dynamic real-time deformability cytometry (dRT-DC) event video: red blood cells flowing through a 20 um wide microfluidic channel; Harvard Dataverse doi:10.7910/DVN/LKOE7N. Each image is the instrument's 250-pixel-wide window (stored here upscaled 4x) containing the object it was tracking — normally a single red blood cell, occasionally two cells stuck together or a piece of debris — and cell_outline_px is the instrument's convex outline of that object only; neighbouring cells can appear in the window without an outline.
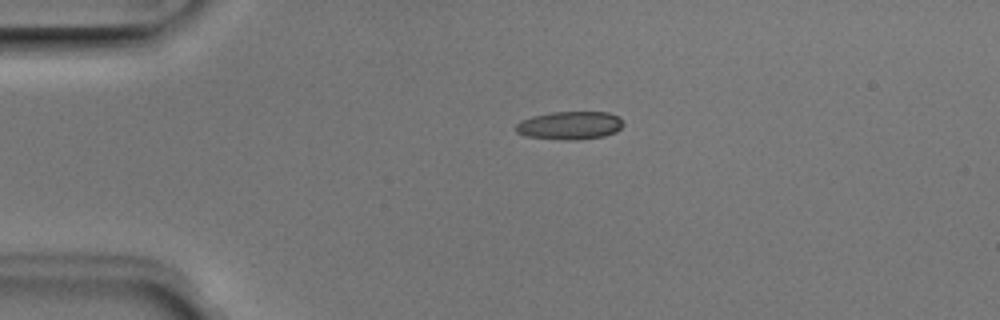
{"species": "Egyptian fruit bat (a non-hibernating species)", "species_latin": "Rousettus aegyptiacus", "temperature_condition": "room temperature", "stored_images_in_passage": 2, "camera_frame_rate_fps": 3000, "um_per_image_px": 0.085, "animal": {"sex": "male"}, "frame": {"image": 1, "passage_image": 1, "time_ms": 0.0, "image_size_px": [1000, 320], "cell_outline_px": [[624, 124], [616, 132], [604, 136], [580, 140], [564, 140], [524, 136], [516, 132], [516, 124], [520, 120], [532, 116], [552, 112], [608, 112], [620, 116]], "centroid_in_image_um": [48.44, 10.66], "position_along_channel_um": 36.6, "area_um2": 17.86}}